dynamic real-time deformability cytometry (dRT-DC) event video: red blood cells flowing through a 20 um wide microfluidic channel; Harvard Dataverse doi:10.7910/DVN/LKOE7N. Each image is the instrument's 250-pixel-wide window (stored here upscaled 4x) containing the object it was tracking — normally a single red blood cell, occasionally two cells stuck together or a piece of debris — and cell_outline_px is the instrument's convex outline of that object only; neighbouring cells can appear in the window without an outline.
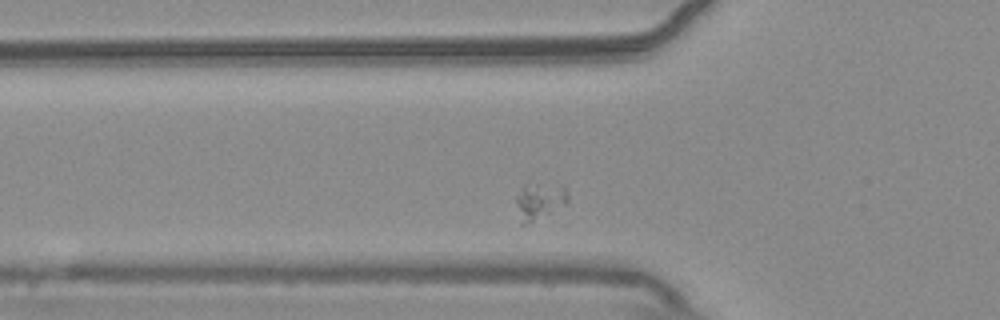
{"species": "common noctule bat (a hibernating species)", "species_latin": "Nyctalus noctula", "temperature_condition": "warm", "stored_images_in_passage": 43, "camera_frame_rate_fps": 3000, "um_per_image_px": 0.085, "animal": {"sex": "male", "body_mass_g": 20.4}, "frame": {"image": 1, "passage_image": 6, "time_ms": 1.667, "image_size_px": [1000, 320], "cell_outline_px": [[568, 200], [564, 204], [524, 224], [516, 204], [516, 196], [524, 184], [560, 184], [568, 192]], "centroid_in_image_um": [45.87, 16.99], "position_along_channel_um": 79.9, "area_um2": 10.35}}
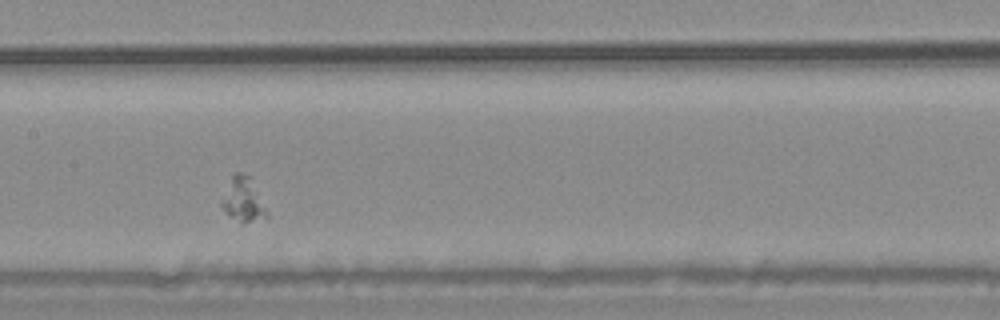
{"frame": {"image": 2, "passage_image": 15, "time_ms": 4.667, "image_size_px": [1000, 320], "cell_outline_px": [[268, 216], [240, 224], [220, 204], [220, 200], [232, 176], [236, 172], [240, 172], [248, 176], [268, 212]], "centroid_in_image_um": [20.64, 16.99], "position_along_channel_um": 186.8, "area_um2": 11.04}}
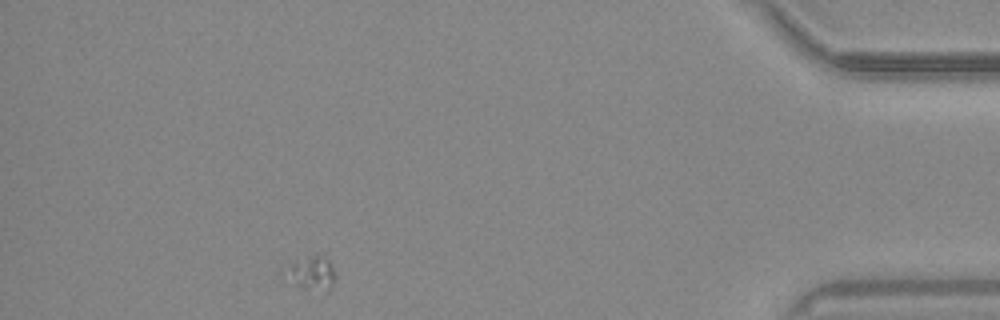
{"frame": {"image": 3, "passage_image": 38, "time_ms": 12.333, "image_size_px": [1000, 320], "cell_outline_px": [[336, 276], [332, 284], [328, 288], [304, 292], [280, 276], [280, 268], [292, 260], [316, 252], [324, 252], [332, 264]], "centroid_in_image_um": [26.32, 23.14], "position_along_channel_um": 408.9, "area_um2": 11.33}}